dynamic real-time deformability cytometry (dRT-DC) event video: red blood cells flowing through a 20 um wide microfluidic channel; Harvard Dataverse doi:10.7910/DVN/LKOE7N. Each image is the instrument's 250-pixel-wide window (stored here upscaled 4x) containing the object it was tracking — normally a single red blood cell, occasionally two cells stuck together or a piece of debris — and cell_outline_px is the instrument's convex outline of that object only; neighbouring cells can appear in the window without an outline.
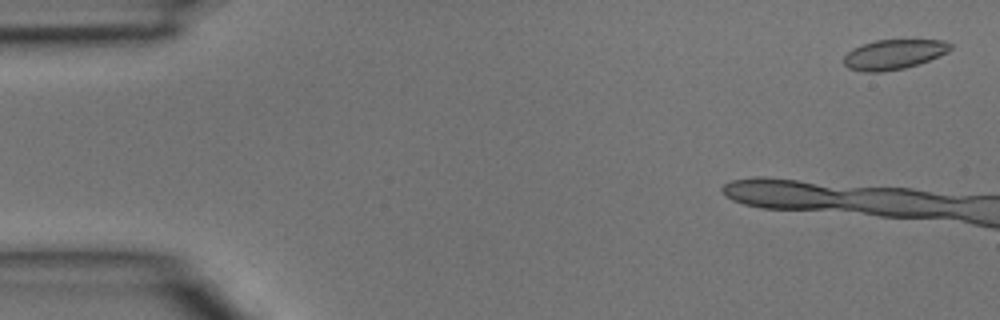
{"species": "common noctule bat (a hibernating species)", "species_latin": "Nyctalus noctula", "temperature_condition": "room temperature", "stored_images_in_passage": 9, "camera_frame_rate_fps": 3000, "um_per_image_px": 0.085, "animal": {"sex": "male", "body_mass_g": 15.6}, "frame": {"image": 1, "passage_image": 2, "time_ms": 0.333, "image_size_px": [1000, 320], "cell_outline_px": [[952, 48], [948, 52], [928, 60], [904, 68], [880, 72], [864, 72], [848, 68], [844, 64], [844, 56], [852, 48], [860, 44], [876, 40], [944, 40], [952, 44]], "centroid_in_image_um": [75.94, 4.61], "position_along_channel_um": 9.1, "area_um2": 18.5}}